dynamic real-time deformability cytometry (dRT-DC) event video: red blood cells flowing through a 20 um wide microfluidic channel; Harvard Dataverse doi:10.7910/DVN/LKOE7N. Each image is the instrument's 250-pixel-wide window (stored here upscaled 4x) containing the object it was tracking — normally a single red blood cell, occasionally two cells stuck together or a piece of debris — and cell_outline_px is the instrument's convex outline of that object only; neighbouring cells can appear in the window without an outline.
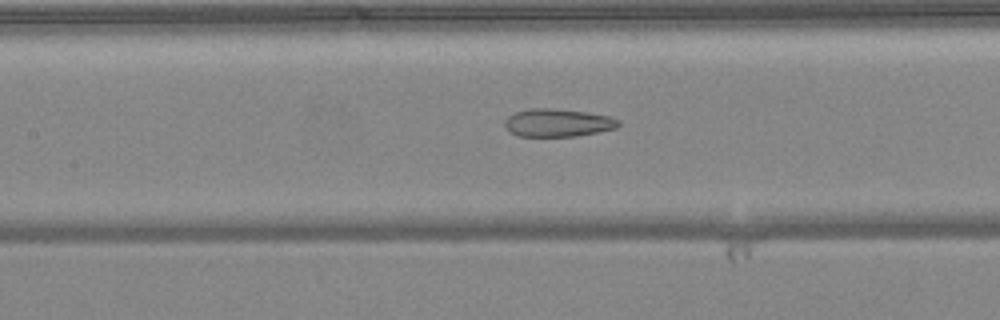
{"species": "common noctule bat (a hibernating species)", "species_latin": "Nyctalus noctula", "temperature_condition": "warm", "stored_images_in_passage": 50, "camera_frame_rate_fps": 3000, "um_per_image_px": 0.085, "animal": {"sex": "female", "body_mass_g": 24.6, "forearm_length_mm": 56.2}, "frame": {"image": 1, "passage_image": 23, "time_ms": 7.333, "image_size_px": [1000, 320], "cell_outline_px": [[620, 124], [616, 128], [600, 132], [576, 136], [516, 136], [508, 132], [504, 124], [504, 120], [508, 116], [516, 112], [528, 108], [556, 108], [588, 112], [608, 116], [620, 120]], "centroid_in_image_um": [47.39, 10.43], "position_along_channel_um": 160.0, "area_um2": 18.79}}
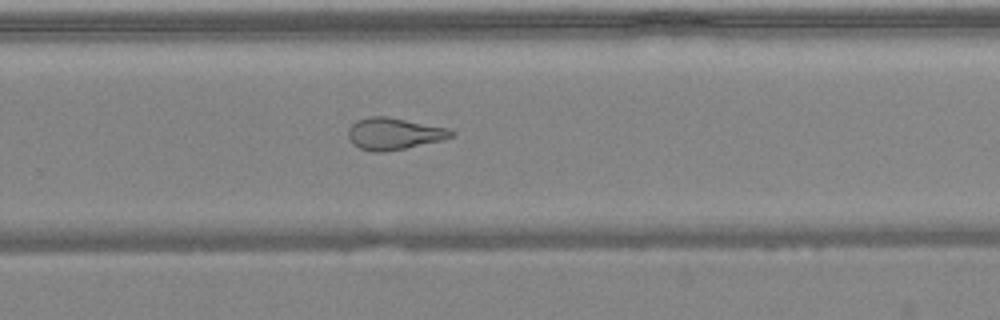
{"frame": {"image": 2, "passage_image": 33, "time_ms": 10.667, "image_size_px": [1000, 320], "cell_outline_px": [[456, 136], [444, 140], [384, 152], [376, 152], [360, 148], [352, 144], [348, 136], [348, 128], [356, 120], [368, 116], [388, 116], [448, 128], [456, 132]], "centroid_in_image_um": [33.51, 11.35], "position_along_channel_um": 296.3, "area_um2": 19.31}}
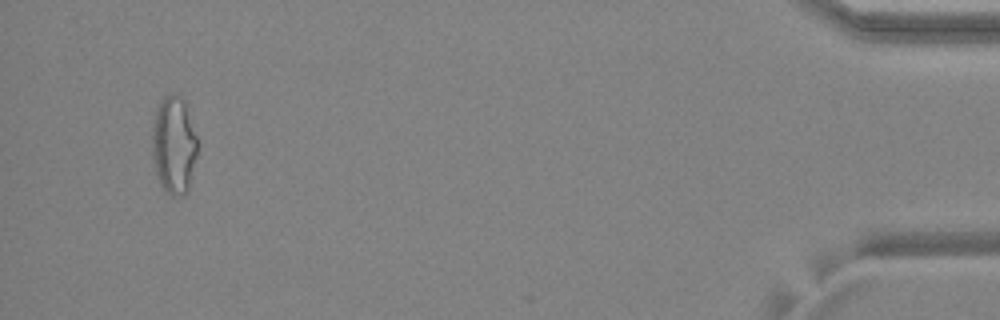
{"frame": {"image": 3, "passage_image": 48, "time_ms": 15.667, "image_size_px": [1000, 320], "cell_outline_px": [[196, 156], [188, 188], [184, 196], [172, 196], [160, 184], [156, 172], [152, 156], [152, 124], [156, 108], [160, 100], [168, 92], [172, 92], [180, 96], [184, 100], [196, 136]], "centroid_in_image_um": [14.74, 12.28], "position_along_channel_um": 420.5, "area_um2": 25.78}, "authors_computed_cell_mechanics": {"area_um2": 22.7154, "velocity_mm_per_s": 4.108, "shape_relaxation_time_tau1_ms": null, "shape_relaxation_time_tau2_ms": 2.6483, "deformation_change_tau1": null, "deformation_change_tau2": 0.122}}